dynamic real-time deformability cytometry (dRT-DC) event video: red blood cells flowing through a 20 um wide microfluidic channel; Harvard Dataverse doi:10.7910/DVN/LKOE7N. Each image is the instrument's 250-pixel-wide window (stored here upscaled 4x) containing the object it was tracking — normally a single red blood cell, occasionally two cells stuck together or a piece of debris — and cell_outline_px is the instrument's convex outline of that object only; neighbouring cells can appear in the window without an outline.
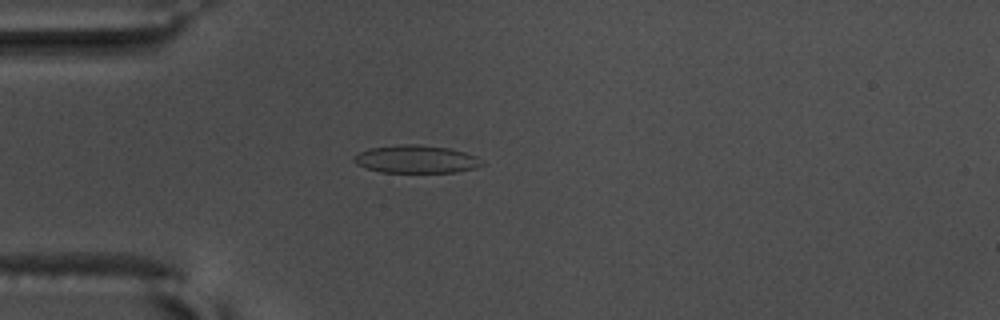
{"species": "common noctule bat (a hibernating species)", "species_latin": "Nyctalus noctula", "temperature_condition": "warm", "stored_images_in_passage": 50, "camera_frame_rate_fps": 3000, "um_per_image_px": 0.085, "animal": {"sex": "male", "body_mass_g": 17.5, "forearm_length_mm": 52.3}, "frame": {"image": 1, "passage_image": 10, "time_ms": 3.0, "image_size_px": [1000, 320], "cell_outline_px": [[484, 164], [476, 168], [456, 172], [380, 172], [364, 168], [356, 164], [356, 156], [360, 152], [368, 148], [400, 144], [420, 144], [448, 148], [464, 152], [476, 156]], "centroid_in_image_um": [35.38, 13.53], "position_along_channel_um": 49.6, "area_um2": 20.69}}
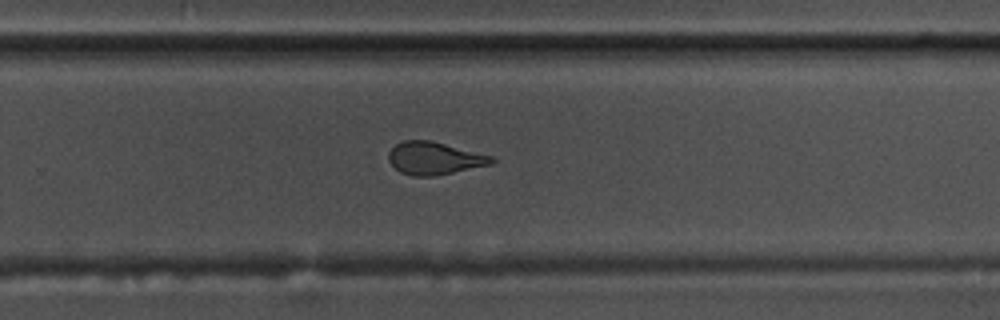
{"frame": {"image": 2, "passage_image": 31, "time_ms": 10.0, "image_size_px": [1000, 320], "cell_outline_px": [[496, 160], [492, 164], [432, 176], [412, 176], [400, 172], [388, 160], [388, 152], [396, 144], [404, 140], [432, 140], [492, 156]], "centroid_in_image_um": [36.9, 13.44], "position_along_channel_um": 292.9, "area_um2": 19.48}}
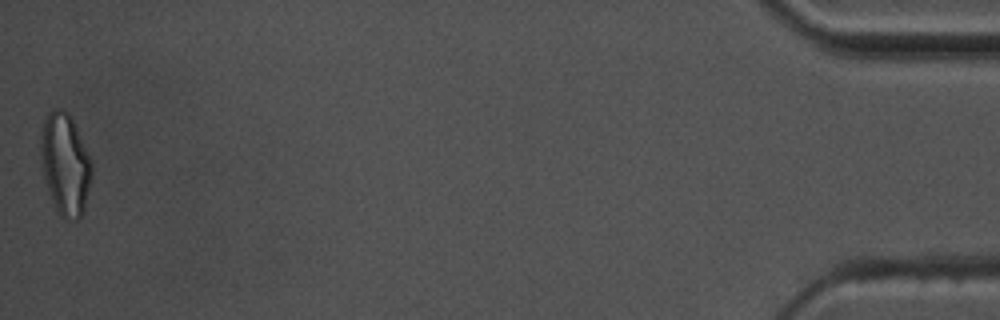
{"frame": {"image": 3, "passage_image": 50, "time_ms": 16.333, "image_size_px": [1000, 320], "cell_outline_px": [[92, 176], [84, 212], [76, 220], [64, 220], [56, 212], [44, 176], [40, 152], [40, 132], [44, 120], [48, 112], [56, 108], [64, 108], [72, 116], [92, 164]], "centroid_in_image_um": [5.54, 13.95], "position_along_channel_um": 429.7, "area_um2": 30.52}, "authors_computed_cell_mechanics": {"area_um2": 20.4901, "velocity_mm_per_s": 3.6598, "shape_relaxation_time_tau1_ms": 8.7179, "shape_relaxation_time_tau2_ms": 1.4317, "deformation_change_tau1": 0.245, "deformation_change_tau2": 0.1052}}